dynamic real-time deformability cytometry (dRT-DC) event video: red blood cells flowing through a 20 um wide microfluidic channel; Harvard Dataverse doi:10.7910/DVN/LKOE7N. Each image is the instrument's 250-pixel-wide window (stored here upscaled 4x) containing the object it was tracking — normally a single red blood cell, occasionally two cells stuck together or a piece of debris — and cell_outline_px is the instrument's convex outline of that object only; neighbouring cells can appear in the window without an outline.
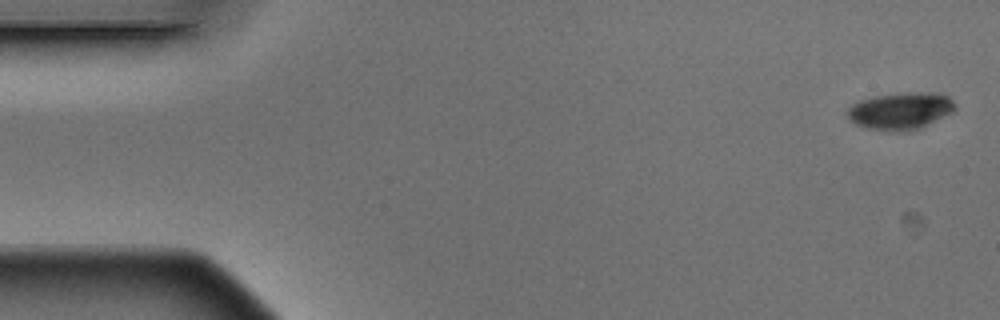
{"species": "Egyptian fruit bat (a non-hibernating species)", "species_latin": "Rousettus aegyptiacus", "temperature_condition": "warm", "stored_images_in_passage": 5, "camera_frame_rate_fps": 3000, "um_per_image_px": 0.085, "animal": {"sex": "male"}, "frame": {"image": 1, "passage_image": 1, "time_ms": 0.0, "image_size_px": [1000, 320], "cell_outline_px": [[956, 108], [952, 112], [920, 128], [904, 132], [888, 132], [868, 128], [856, 124], [848, 116], [848, 108], [852, 104], [860, 100], [876, 96], [908, 92], [936, 92], [948, 96], [956, 104]], "centroid_in_image_um": [76.57, 9.43], "position_along_channel_um": 8.4, "area_um2": 23.29}}
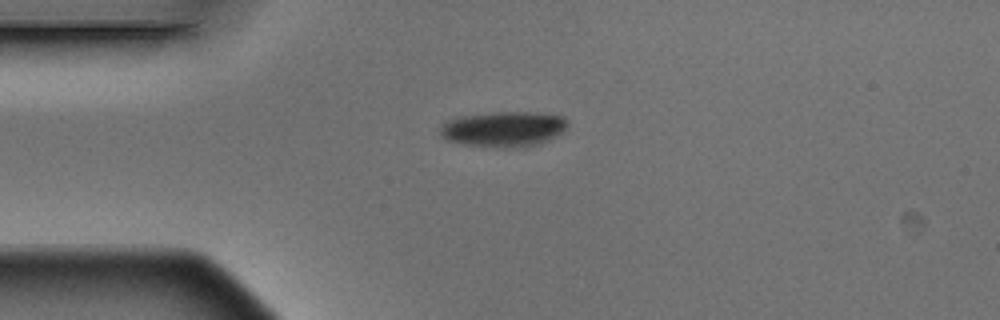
{"frame": {"image": 2, "passage_image": 4, "time_ms": 1.0, "image_size_px": [1000, 320], "cell_outline_px": [[568, 124], [560, 132], [548, 140], [540, 144], [524, 148], [496, 148], [464, 144], [448, 140], [440, 136], [440, 124], [448, 120], [460, 116], [496, 112], [532, 112], [564, 116], [568, 120]], "centroid_in_image_um": [42.79, 10.98], "position_along_channel_um": 42.2, "area_um2": 26.53}}